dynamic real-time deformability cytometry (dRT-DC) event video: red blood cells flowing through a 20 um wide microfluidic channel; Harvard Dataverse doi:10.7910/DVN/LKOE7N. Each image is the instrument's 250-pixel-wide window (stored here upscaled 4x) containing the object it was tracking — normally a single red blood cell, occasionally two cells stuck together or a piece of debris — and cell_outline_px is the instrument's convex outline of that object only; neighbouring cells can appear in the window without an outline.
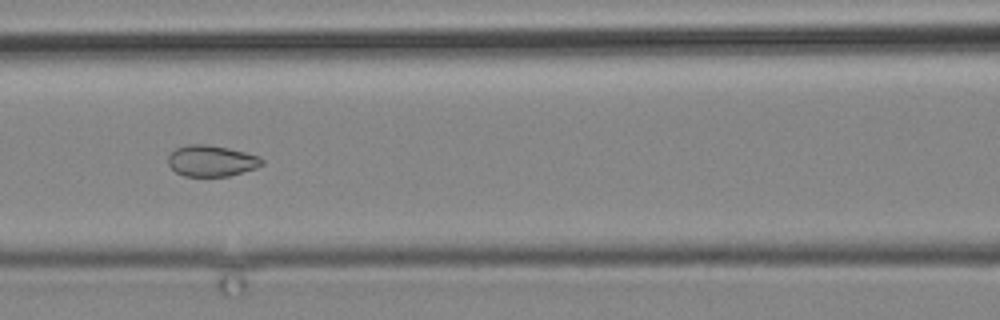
{"species": "common noctule bat (a hibernating species)", "species_latin": "Nyctalus noctula", "temperature_condition": "cold", "stored_images_in_passage": 15, "camera_frame_rate_fps": 3000, "um_per_image_px": 0.085, "animal": {"sex": "male", "body_mass_g": 19.2, "forearm_length_mm": 51.8}, "frame": {"image": 1, "passage_image": 11, "time_ms": 13.0, "image_size_px": [1000, 320], "cell_outline_px": [[264, 164], [256, 168], [228, 176], [184, 176], [176, 172], [168, 164], [168, 156], [176, 148], [188, 144], [208, 144], [228, 148], [260, 156], [264, 160]], "centroid_in_image_um": [17.98, 13.67], "position_along_channel_um": 148.6, "area_um2": 17.05}}
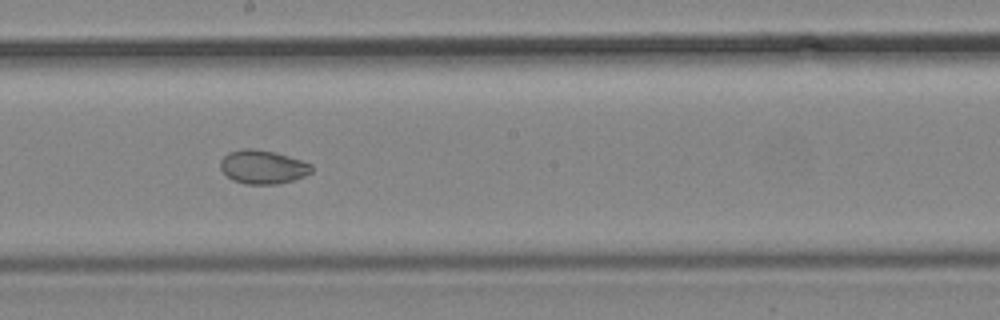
{"frame": {"image": 2, "passage_image": 13, "time_ms": 15.333, "image_size_px": [1000, 320], "cell_outline_px": [[312, 172], [304, 176], [292, 180], [276, 184], [244, 184], [232, 180], [220, 168], [220, 160], [228, 152], [244, 148], [256, 148], [276, 152], [312, 164]], "centroid_in_image_um": [22.32, 14.18], "position_along_channel_um": 225.9, "area_um2": 17.98}}